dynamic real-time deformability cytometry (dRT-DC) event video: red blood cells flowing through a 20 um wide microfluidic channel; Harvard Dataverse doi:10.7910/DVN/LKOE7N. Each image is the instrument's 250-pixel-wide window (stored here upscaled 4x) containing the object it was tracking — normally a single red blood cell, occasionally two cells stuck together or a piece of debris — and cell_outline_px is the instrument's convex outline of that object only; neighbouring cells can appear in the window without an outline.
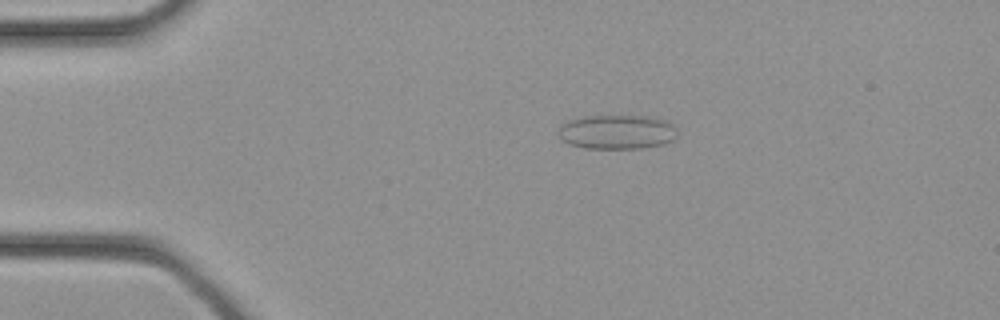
{"species": "common noctule bat (a hibernating species)", "species_latin": "Nyctalus noctula", "temperature_condition": "cold", "stored_images_in_passage": 33, "camera_frame_rate_fps": 3000, "um_per_image_px": 0.085, "animal": {"sex": "female", "body_mass_g": 21.9}, "frame": {"image": 1, "passage_image": 7, "time_ms": 2.0, "image_size_px": [1000, 320], "cell_outline_px": [[676, 136], [672, 140], [664, 144], [644, 148], [584, 148], [568, 144], [560, 140], [560, 124], [568, 120], [584, 116], [648, 116], [664, 120], [672, 124], [676, 128]], "centroid_in_image_um": [52.42, 11.22], "position_along_channel_um": 32.6, "area_um2": 23.87}}
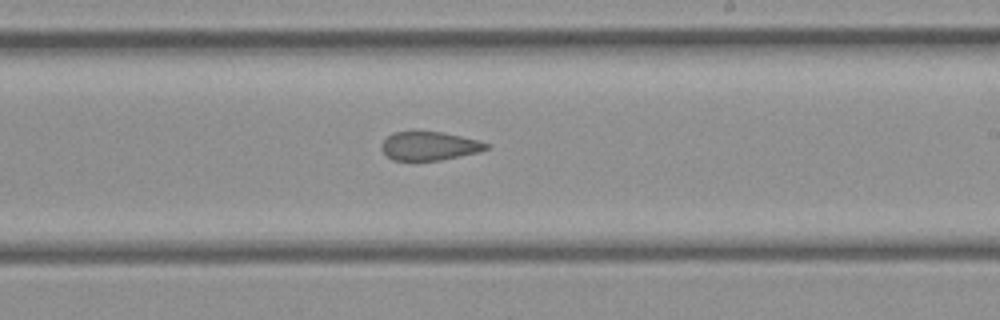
{"frame": {"image": 2, "passage_image": 20, "time_ms": 6.333, "image_size_px": [1000, 320], "cell_outline_px": [[488, 148], [480, 152], [440, 160], [392, 160], [380, 148], [380, 144], [392, 132], [444, 132], [476, 140], [488, 144]], "centroid_in_image_um": [36.47, 12.41], "position_along_channel_um": 252.5, "area_um2": 17.28}}
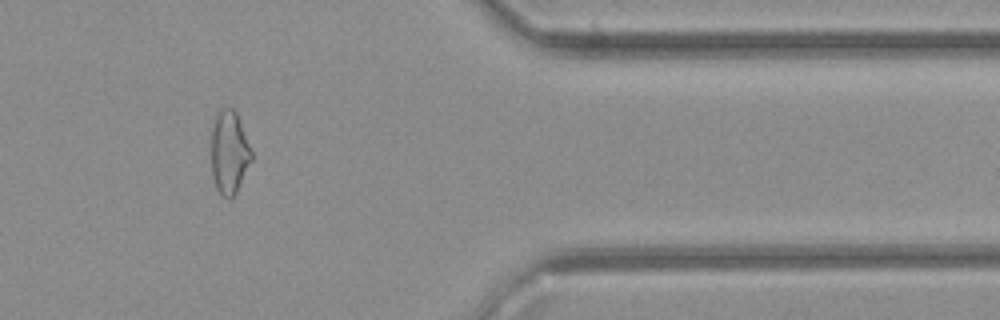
{"frame": {"image": 3, "passage_image": 28, "time_ms": 9.0, "image_size_px": [1000, 320], "cell_outline_px": [[252, 160], [236, 192], [228, 200], [216, 188], [212, 172], [212, 116], [220, 108], [232, 108], [236, 112], [252, 152]], "centroid_in_image_um": [19.47, 12.9], "position_along_channel_um": 391.9, "area_um2": 19.42}}